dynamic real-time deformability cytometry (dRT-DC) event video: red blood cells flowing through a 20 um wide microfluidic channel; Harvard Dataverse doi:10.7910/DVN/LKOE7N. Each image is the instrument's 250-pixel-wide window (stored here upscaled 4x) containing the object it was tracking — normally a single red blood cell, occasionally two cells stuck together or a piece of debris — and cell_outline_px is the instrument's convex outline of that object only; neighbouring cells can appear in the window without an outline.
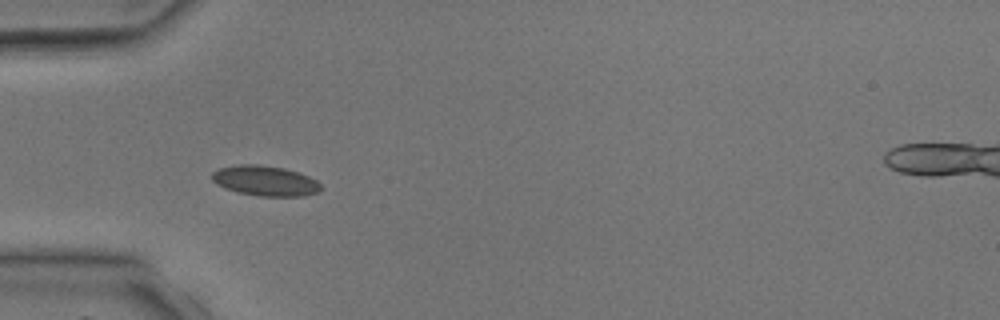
{"species": "common noctule bat (a hibernating species)", "species_latin": "Nyctalus noctula", "temperature_condition": "room temperature", "stored_images_in_passage": 5, "camera_frame_rate_fps": 3000, "um_per_image_px": 0.085, "animal": {"sex": "male", "body_mass_g": 17.9, "forearm_length_mm": 54.2}, "frame": {"image": 1, "passage_image": 4, "time_ms": 4.333, "image_size_px": [1000, 320], "cell_outline_px": [[324, 188], [316, 192], [304, 196], [260, 196], [236, 192], [224, 188], [216, 184], [212, 180], [212, 172], [220, 168], [240, 164], [260, 164], [284, 168], [308, 176], [316, 180]], "centroid_in_image_um": [22.52, 15.37], "position_along_channel_um": 62.5, "area_um2": 19.19}}